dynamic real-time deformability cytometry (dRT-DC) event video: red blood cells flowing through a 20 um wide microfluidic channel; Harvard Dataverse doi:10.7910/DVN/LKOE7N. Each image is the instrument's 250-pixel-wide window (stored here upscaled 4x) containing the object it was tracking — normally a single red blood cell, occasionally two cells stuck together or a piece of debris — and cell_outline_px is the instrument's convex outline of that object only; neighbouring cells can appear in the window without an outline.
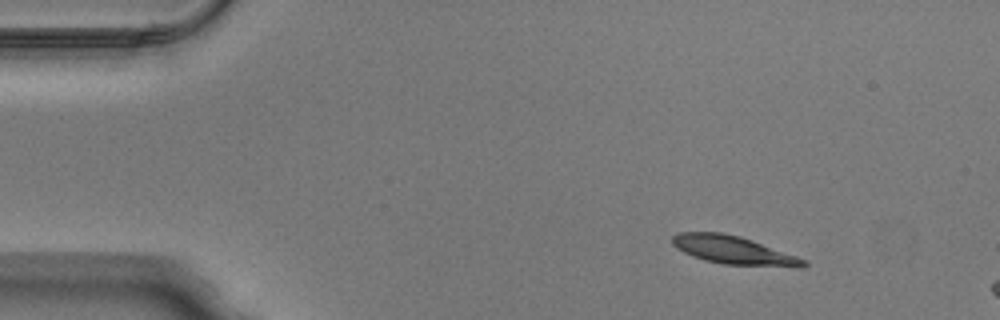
{"species": "Egyptian fruit bat (a non-hibernating species)", "species_latin": "Rousettus aegyptiacus", "temperature_condition": "warm", "stored_images_in_passage": 6, "camera_frame_rate_fps": 3000, "um_per_image_px": 0.085, "animal": {"sex": "male"}, "frame": {"image": 1, "passage_image": 1, "time_ms": 0.0, "image_size_px": [1000, 320], "cell_outline_px": [[808, 264], [804, 268], [796, 268], [724, 264], [704, 260], [692, 256], [676, 248], [672, 244], [672, 236], [680, 232], [720, 232], [740, 236], [752, 240], [808, 260]], "centroid_in_image_um": [62.4, 21.28], "position_along_channel_um": 22.6, "area_um2": 21.85}}